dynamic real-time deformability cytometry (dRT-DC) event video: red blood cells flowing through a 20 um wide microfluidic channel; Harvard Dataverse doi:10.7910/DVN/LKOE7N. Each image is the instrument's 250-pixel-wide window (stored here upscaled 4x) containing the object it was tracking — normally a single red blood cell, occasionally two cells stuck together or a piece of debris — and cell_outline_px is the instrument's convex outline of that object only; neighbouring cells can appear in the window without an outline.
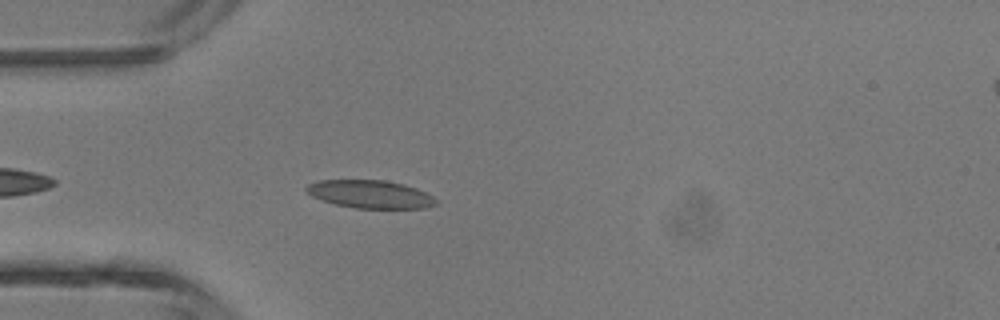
{"species": "common noctule bat (a hibernating species)", "species_latin": "Nyctalus noctula", "temperature_condition": "room temperature", "stored_images_in_passage": 5, "camera_frame_rate_fps": 3000, "um_per_image_px": 0.085, "animal": {"sex": "male", "body_mass_g": 13.3}, "frame": {"image": 1, "passage_image": 4, "time_ms": 3.667, "image_size_px": [1000, 320], "cell_outline_px": [[436, 204], [424, 208], [356, 208], [336, 204], [320, 200], [312, 196], [304, 188], [308, 184], [320, 180], [384, 180], [404, 184], [416, 188], [432, 196], [436, 200]], "centroid_in_image_um": [31.44, 16.5], "position_along_channel_um": 53.6, "area_um2": 20.98}}